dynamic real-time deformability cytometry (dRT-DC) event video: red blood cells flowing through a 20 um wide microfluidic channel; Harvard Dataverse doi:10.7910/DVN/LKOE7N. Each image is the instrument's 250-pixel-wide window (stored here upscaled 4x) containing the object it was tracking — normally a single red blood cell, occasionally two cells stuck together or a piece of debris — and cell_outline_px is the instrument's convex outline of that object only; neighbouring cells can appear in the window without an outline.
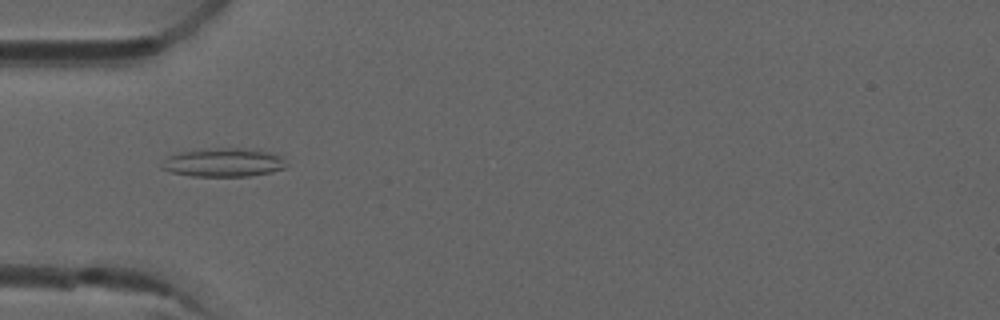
{"species": "common noctule bat (a hibernating species)", "species_latin": "Nyctalus noctula", "temperature_condition": "room temperature", "stored_images_in_passage": 5, "camera_frame_rate_fps": 3000, "um_per_image_px": 0.085, "animal": {"sex": "male", "forearm_length_mm": 52.5}, "frame": {"image": 1, "passage_image": 4, "time_ms": 1.0, "image_size_px": [1000, 320], "cell_outline_px": [[288, 164], [284, 168], [272, 172], [248, 176], [192, 176], [168, 172], [160, 168], [160, 164], [168, 156], [180, 152], [208, 148], [240, 148], [268, 152], [280, 156]], "centroid_in_image_um": [18.95, 13.82], "position_along_channel_um": 66.1, "area_um2": 20.81}}
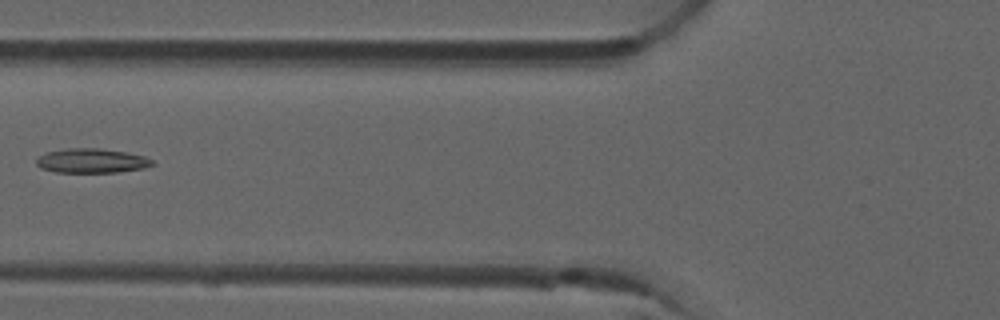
{"frame": {"image": 2, "passage_image": 5, "time_ms": 1.333, "image_size_px": [1000, 320], "cell_outline_px": [[156, 164], [144, 168], [116, 172], [56, 172], [40, 168], [36, 164], [36, 160], [40, 156], [48, 152], [68, 148], [100, 148], [124, 152], [144, 156], [152, 160]], "centroid_in_image_um": [7.8, 13.67], "position_along_channel_um": 118.0, "area_um2": 16.36}}